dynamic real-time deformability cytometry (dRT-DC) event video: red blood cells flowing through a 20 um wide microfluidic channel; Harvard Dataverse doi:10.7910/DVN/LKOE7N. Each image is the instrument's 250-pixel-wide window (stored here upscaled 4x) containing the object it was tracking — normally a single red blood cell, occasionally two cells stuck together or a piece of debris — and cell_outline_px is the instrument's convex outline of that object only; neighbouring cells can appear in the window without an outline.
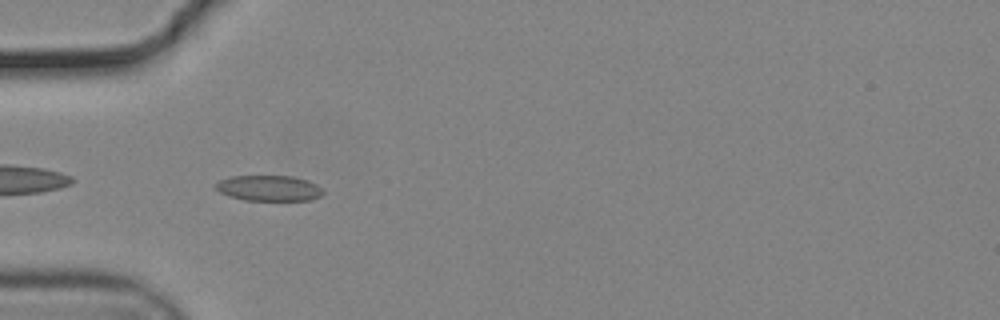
{"species": "common noctule bat (a hibernating species)", "species_latin": "Nyctalus noctula", "temperature_condition": "cold", "stored_images_in_passage": 40, "camera_frame_rate_fps": 3000, "um_per_image_px": 0.085, "animal": {"sex": "male", "body_mass_g": 19.2, "forearm_length_mm": 51.8}, "frame": {"image": 1, "passage_image": 2, "time_ms": 0.333, "image_size_px": [1000, 320], "cell_outline_px": [[324, 192], [320, 196], [308, 200], [244, 200], [228, 196], [220, 192], [216, 188], [216, 184], [220, 180], [232, 176], [292, 176], [308, 180], [316, 184]], "centroid_in_image_um": [22.86, 15.99], "position_along_channel_um": 62.1, "area_um2": 15.9}}
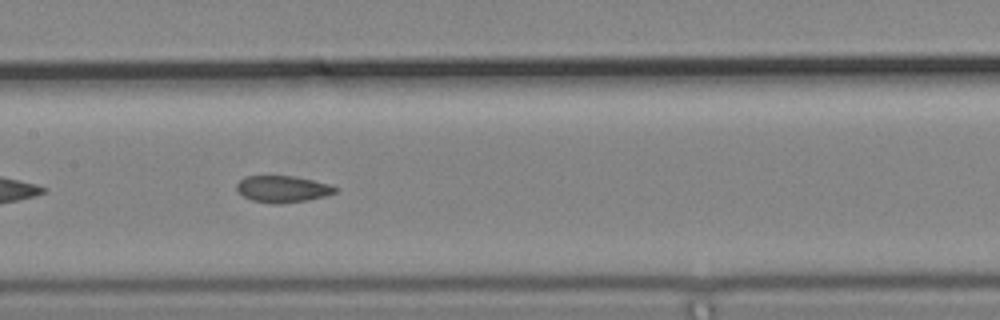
{"frame": {"image": 2, "passage_image": 12, "time_ms": 3.667, "image_size_px": [1000, 320], "cell_outline_px": [[336, 192], [328, 196], [308, 200], [280, 204], [272, 204], [252, 200], [236, 192], [236, 184], [244, 176], [292, 176], [312, 180], [328, 184], [336, 188]], "centroid_in_image_um": [23.99, 16.08], "position_along_channel_um": 183.4, "area_um2": 15.37}}
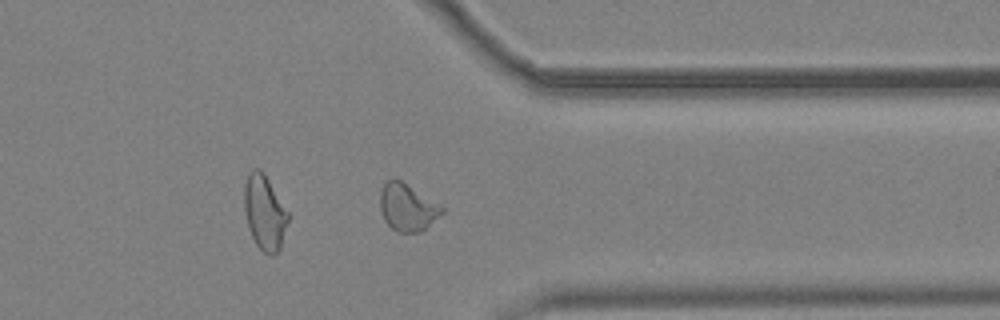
{"frame": {"image": 3, "passage_image": 28, "time_ms": 9.0, "image_size_px": [1000, 320], "cell_outline_px": [[444, 212], [420, 232], [396, 232], [384, 220], [380, 208], [380, 192], [384, 184], [388, 180], [396, 176], [440, 204], [444, 208]], "centroid_in_image_um": [34.62, 17.59], "position_along_channel_um": 376.8, "area_um2": 17.17}, "authors_computed_cell_mechanics": {"area_um2": 16.0973, "velocity_mm_per_s": 3.703, "shape_relaxation_time_tau1_ms": null, "shape_relaxation_time_tau2_ms": 2.5446, "deformation_change_tau1": null, "deformation_change_tau2": 0.0658}}